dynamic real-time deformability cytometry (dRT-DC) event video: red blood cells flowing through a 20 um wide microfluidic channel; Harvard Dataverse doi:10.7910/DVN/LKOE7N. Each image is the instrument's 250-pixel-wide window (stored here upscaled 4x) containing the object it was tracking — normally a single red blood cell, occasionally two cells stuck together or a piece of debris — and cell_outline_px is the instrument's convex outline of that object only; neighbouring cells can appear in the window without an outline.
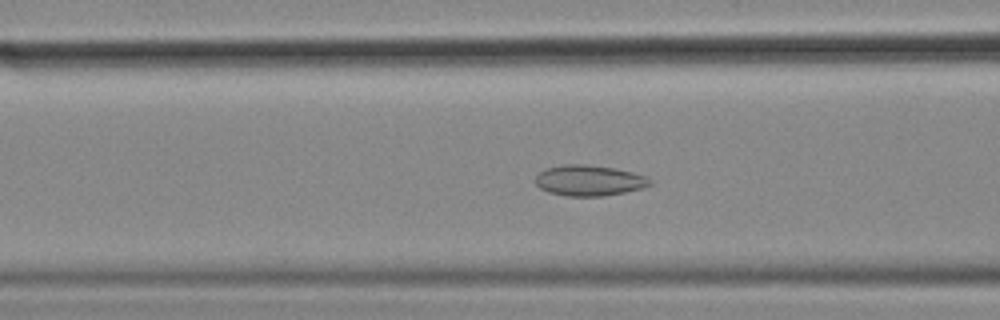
{"species": "common noctule bat (a hibernating species)", "species_latin": "Nyctalus noctula", "temperature_condition": "cold", "stored_images_in_passage": 57, "camera_frame_rate_fps": 3000, "um_per_image_px": 0.085, "animal": {"sex": "female", "body_mass_g": 18.4}, "frame": {"image": 1, "passage_image": 22, "time_ms": 7.0, "image_size_px": [1000, 320], "cell_outline_px": [[652, 184], [644, 188], [604, 196], [564, 196], [548, 192], [540, 188], [536, 184], [536, 176], [544, 168], [564, 164], [584, 164], [612, 168], [632, 172], [644, 176], [652, 180]], "centroid_in_image_um": [50.06, 15.34], "position_along_channel_um": 116.5, "area_um2": 20.52}}
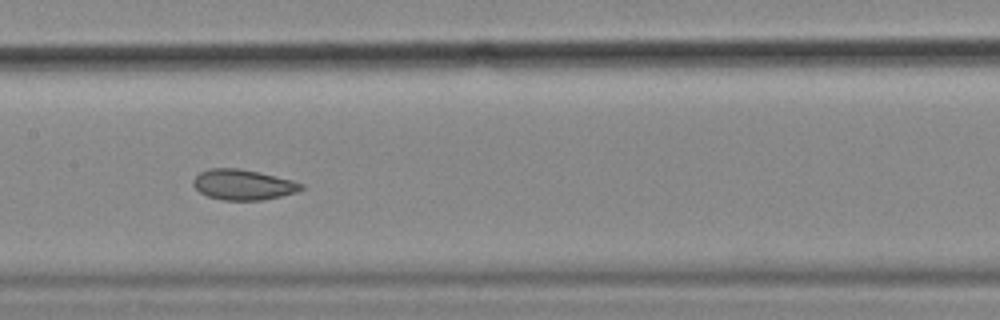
{"frame": {"image": 2, "passage_image": 28, "time_ms": 9.0, "image_size_px": [1000, 320], "cell_outline_px": [[304, 188], [296, 192], [264, 200], [224, 200], [208, 196], [200, 192], [192, 184], [192, 180], [200, 172], [208, 168], [240, 168], [292, 180], [304, 184]], "centroid_in_image_um": [20.65, 15.69], "position_along_channel_um": 186.7, "area_um2": 19.07}}
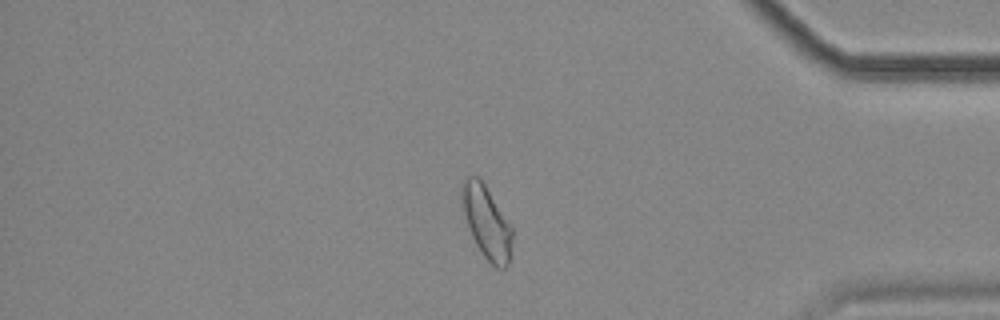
{"frame": {"image": 3, "passage_image": 48, "time_ms": 15.667, "image_size_px": [1000, 320], "cell_outline_px": [[512, 236], [508, 264], [504, 268], [496, 268], [484, 256], [476, 244], [472, 236], [464, 212], [460, 196], [460, 188], [464, 180], [468, 176], [480, 176], [512, 228]], "centroid_in_image_um": [41.34, 18.84], "position_along_channel_um": 393.9, "area_um2": 20.92}, "authors_computed_cell_mechanics": {"area_um2": 21.4438, "velocity_mm_per_s": 3.5142, "shape_relaxation_time_tau1_ms": null, "shape_relaxation_time_tau2_ms": 2.0842, "deformation_change_tau1": null, "deformation_change_tau2": 0.0592}}